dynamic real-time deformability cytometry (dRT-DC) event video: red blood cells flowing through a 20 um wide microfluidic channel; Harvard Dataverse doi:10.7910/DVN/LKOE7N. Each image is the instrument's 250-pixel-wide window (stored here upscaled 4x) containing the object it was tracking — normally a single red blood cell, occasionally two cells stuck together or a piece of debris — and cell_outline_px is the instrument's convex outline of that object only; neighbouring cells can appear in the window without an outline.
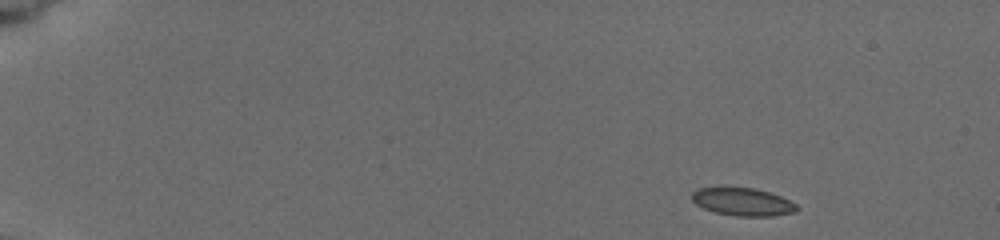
{"species": "common noctule bat (a hibernating species)", "species_latin": "Nyctalus noctula", "temperature_condition": "cold", "stored_images_in_passage": 84, "camera_frame_rate_fps": 3000, "um_per_image_px": 0.085, "animal": {"sex": "female", "body_mass_g": 19.5, "forearm_length_mm": 54.1}, "frame": {"image": 1, "passage_image": 1, "time_ms": 0.0, "image_size_px": [1000, 240], "cell_outline_px": [[800, 208], [796, 212], [772, 216], [736, 216], [716, 212], [704, 208], [696, 204], [692, 200], [692, 192], [696, 188], [724, 184], [756, 188], [780, 196], [796, 204]], "centroid_in_image_um": [63.08, 17.1], "position_along_channel_um": 21.9, "area_um2": 17.74}}
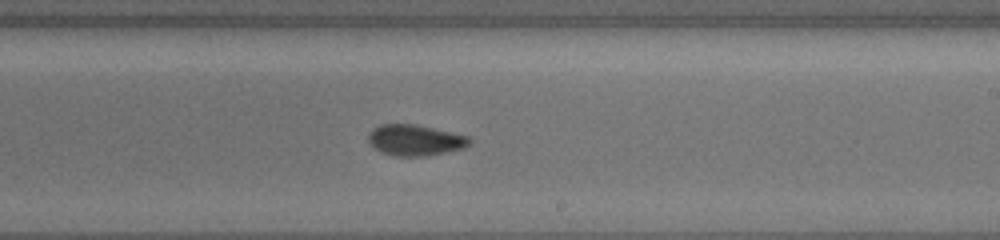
{"frame": {"image": 2, "passage_image": 45, "time_ms": 9.333, "image_size_px": [1000, 240], "cell_outline_px": [[472, 140], [464, 148], [428, 156], [396, 156], [384, 152], [376, 148], [368, 140], [368, 132], [372, 128], [380, 124], [412, 124], [432, 128], [468, 136]], "centroid_in_image_um": [35.27, 11.91], "position_along_channel_um": 253.7, "area_um2": 18.03}}
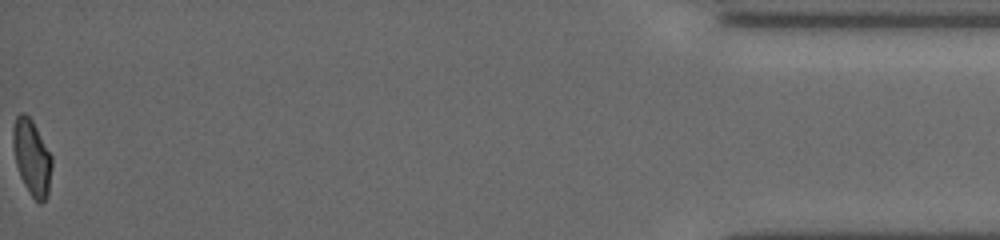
{"frame": {"image": 3, "passage_image": 83, "time_ms": 16.0, "image_size_px": [1000, 240], "cell_outline_px": [[52, 168], [48, 196], [40, 204], [32, 196], [24, 184], [20, 176], [16, 164], [12, 144], [12, 128], [16, 116], [20, 112], [24, 112], [32, 120], [52, 156]], "centroid_in_image_um": [2.7, 13.36], "position_along_channel_um": 432.5, "area_um2": 17.22}, "authors_computed_cell_mechanics": {"area_um2": 17.8024, "velocity_mm_per_s": 3.8815, "shape_relaxation_time_tau1_ms": 9.1327, "shape_relaxation_time_tau2_ms": 1.8295, "deformation_change_tau1": 0.1577, "deformation_change_tau2": 0.0621}}